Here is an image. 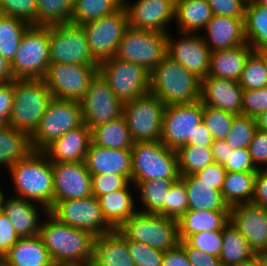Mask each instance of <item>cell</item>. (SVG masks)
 I'll use <instances>...</instances> for the list:
<instances>
[{"label":"cell","instance_id":"cell-30","mask_svg":"<svg viewBox=\"0 0 267 266\" xmlns=\"http://www.w3.org/2000/svg\"><path fill=\"white\" fill-rule=\"evenodd\" d=\"M135 186L130 183L126 188L115 190L99 198L100 207L105 220L114 228L118 229L127 219L138 210L134 192Z\"/></svg>","mask_w":267,"mask_h":266},{"label":"cell","instance_id":"cell-61","mask_svg":"<svg viewBox=\"0 0 267 266\" xmlns=\"http://www.w3.org/2000/svg\"><path fill=\"white\" fill-rule=\"evenodd\" d=\"M161 266H192L188 260L183 247L178 244L176 247L164 252Z\"/></svg>","mask_w":267,"mask_h":266},{"label":"cell","instance_id":"cell-44","mask_svg":"<svg viewBox=\"0 0 267 266\" xmlns=\"http://www.w3.org/2000/svg\"><path fill=\"white\" fill-rule=\"evenodd\" d=\"M257 130L255 118L237 115L232 122L231 129L225 141L233 150L248 149Z\"/></svg>","mask_w":267,"mask_h":266},{"label":"cell","instance_id":"cell-60","mask_svg":"<svg viewBox=\"0 0 267 266\" xmlns=\"http://www.w3.org/2000/svg\"><path fill=\"white\" fill-rule=\"evenodd\" d=\"M251 203L267 208V169H258Z\"/></svg>","mask_w":267,"mask_h":266},{"label":"cell","instance_id":"cell-67","mask_svg":"<svg viewBox=\"0 0 267 266\" xmlns=\"http://www.w3.org/2000/svg\"><path fill=\"white\" fill-rule=\"evenodd\" d=\"M241 266H262V254H257L254 260Z\"/></svg>","mask_w":267,"mask_h":266},{"label":"cell","instance_id":"cell-36","mask_svg":"<svg viewBox=\"0 0 267 266\" xmlns=\"http://www.w3.org/2000/svg\"><path fill=\"white\" fill-rule=\"evenodd\" d=\"M91 138L95 145L110 149H131L134 144L123 115L93 128Z\"/></svg>","mask_w":267,"mask_h":266},{"label":"cell","instance_id":"cell-38","mask_svg":"<svg viewBox=\"0 0 267 266\" xmlns=\"http://www.w3.org/2000/svg\"><path fill=\"white\" fill-rule=\"evenodd\" d=\"M177 180L154 179L150 181L139 182L135 188L140 197L137 209L144 213H155L164 216V202H167V192L173 182ZM140 207H142L140 209Z\"/></svg>","mask_w":267,"mask_h":266},{"label":"cell","instance_id":"cell-25","mask_svg":"<svg viewBox=\"0 0 267 266\" xmlns=\"http://www.w3.org/2000/svg\"><path fill=\"white\" fill-rule=\"evenodd\" d=\"M84 163L91 175L112 173L126 176L131 181V149H110L91 141Z\"/></svg>","mask_w":267,"mask_h":266},{"label":"cell","instance_id":"cell-65","mask_svg":"<svg viewBox=\"0 0 267 266\" xmlns=\"http://www.w3.org/2000/svg\"><path fill=\"white\" fill-rule=\"evenodd\" d=\"M258 130L267 132V110L255 117Z\"/></svg>","mask_w":267,"mask_h":266},{"label":"cell","instance_id":"cell-55","mask_svg":"<svg viewBox=\"0 0 267 266\" xmlns=\"http://www.w3.org/2000/svg\"><path fill=\"white\" fill-rule=\"evenodd\" d=\"M248 151L258 169H267V132L257 130Z\"/></svg>","mask_w":267,"mask_h":266},{"label":"cell","instance_id":"cell-24","mask_svg":"<svg viewBox=\"0 0 267 266\" xmlns=\"http://www.w3.org/2000/svg\"><path fill=\"white\" fill-rule=\"evenodd\" d=\"M244 19L213 15L204 28L205 31H202L205 33H200L210 51L230 49L246 44Z\"/></svg>","mask_w":267,"mask_h":266},{"label":"cell","instance_id":"cell-16","mask_svg":"<svg viewBox=\"0 0 267 266\" xmlns=\"http://www.w3.org/2000/svg\"><path fill=\"white\" fill-rule=\"evenodd\" d=\"M83 123L93 129L123 115L124 104L114 95L107 81L97 72L79 101Z\"/></svg>","mask_w":267,"mask_h":266},{"label":"cell","instance_id":"cell-49","mask_svg":"<svg viewBox=\"0 0 267 266\" xmlns=\"http://www.w3.org/2000/svg\"><path fill=\"white\" fill-rule=\"evenodd\" d=\"M191 247L198 248L207 254L219 257L222 249V230L201 231L190 235L185 240Z\"/></svg>","mask_w":267,"mask_h":266},{"label":"cell","instance_id":"cell-66","mask_svg":"<svg viewBox=\"0 0 267 266\" xmlns=\"http://www.w3.org/2000/svg\"><path fill=\"white\" fill-rule=\"evenodd\" d=\"M255 52L261 57L267 69V47L256 49Z\"/></svg>","mask_w":267,"mask_h":266},{"label":"cell","instance_id":"cell-1","mask_svg":"<svg viewBox=\"0 0 267 266\" xmlns=\"http://www.w3.org/2000/svg\"><path fill=\"white\" fill-rule=\"evenodd\" d=\"M42 219L38 236L56 266L86 264L92 261L95 239L93 235L59 222L50 213Z\"/></svg>","mask_w":267,"mask_h":266},{"label":"cell","instance_id":"cell-7","mask_svg":"<svg viewBox=\"0 0 267 266\" xmlns=\"http://www.w3.org/2000/svg\"><path fill=\"white\" fill-rule=\"evenodd\" d=\"M50 64L49 26L30 25L11 62L14 79H43Z\"/></svg>","mask_w":267,"mask_h":266},{"label":"cell","instance_id":"cell-58","mask_svg":"<svg viewBox=\"0 0 267 266\" xmlns=\"http://www.w3.org/2000/svg\"><path fill=\"white\" fill-rule=\"evenodd\" d=\"M194 175L199 179V181L212 184L213 188L221 191L226 175V169L223 165L214 162Z\"/></svg>","mask_w":267,"mask_h":266},{"label":"cell","instance_id":"cell-18","mask_svg":"<svg viewBox=\"0 0 267 266\" xmlns=\"http://www.w3.org/2000/svg\"><path fill=\"white\" fill-rule=\"evenodd\" d=\"M123 6L133 29L168 34V24L175 21L176 0H123Z\"/></svg>","mask_w":267,"mask_h":266},{"label":"cell","instance_id":"cell-70","mask_svg":"<svg viewBox=\"0 0 267 266\" xmlns=\"http://www.w3.org/2000/svg\"><path fill=\"white\" fill-rule=\"evenodd\" d=\"M262 266H267V254H262Z\"/></svg>","mask_w":267,"mask_h":266},{"label":"cell","instance_id":"cell-72","mask_svg":"<svg viewBox=\"0 0 267 266\" xmlns=\"http://www.w3.org/2000/svg\"><path fill=\"white\" fill-rule=\"evenodd\" d=\"M3 258L0 256V266L2 265Z\"/></svg>","mask_w":267,"mask_h":266},{"label":"cell","instance_id":"cell-6","mask_svg":"<svg viewBox=\"0 0 267 266\" xmlns=\"http://www.w3.org/2000/svg\"><path fill=\"white\" fill-rule=\"evenodd\" d=\"M127 240L167 251L179 243L176 219L137 211L117 229Z\"/></svg>","mask_w":267,"mask_h":266},{"label":"cell","instance_id":"cell-15","mask_svg":"<svg viewBox=\"0 0 267 266\" xmlns=\"http://www.w3.org/2000/svg\"><path fill=\"white\" fill-rule=\"evenodd\" d=\"M91 56L98 62L113 58L125 30L129 27L127 12L118 11L82 25Z\"/></svg>","mask_w":267,"mask_h":266},{"label":"cell","instance_id":"cell-59","mask_svg":"<svg viewBox=\"0 0 267 266\" xmlns=\"http://www.w3.org/2000/svg\"><path fill=\"white\" fill-rule=\"evenodd\" d=\"M13 100L14 81L9 83H0V123L3 126L9 124Z\"/></svg>","mask_w":267,"mask_h":266},{"label":"cell","instance_id":"cell-9","mask_svg":"<svg viewBox=\"0 0 267 266\" xmlns=\"http://www.w3.org/2000/svg\"><path fill=\"white\" fill-rule=\"evenodd\" d=\"M83 124L78 101L53 98L37 129L30 136L31 148L42 151L52 141Z\"/></svg>","mask_w":267,"mask_h":266},{"label":"cell","instance_id":"cell-22","mask_svg":"<svg viewBox=\"0 0 267 266\" xmlns=\"http://www.w3.org/2000/svg\"><path fill=\"white\" fill-rule=\"evenodd\" d=\"M203 105L242 115L243 89L239 81L207 76L200 80Z\"/></svg>","mask_w":267,"mask_h":266},{"label":"cell","instance_id":"cell-23","mask_svg":"<svg viewBox=\"0 0 267 266\" xmlns=\"http://www.w3.org/2000/svg\"><path fill=\"white\" fill-rule=\"evenodd\" d=\"M6 197L3 203V211L8 216L18 236L20 238L38 236L43 222L41 218L49 214V209L41 204L14 195H10V197L7 195Z\"/></svg>","mask_w":267,"mask_h":266},{"label":"cell","instance_id":"cell-12","mask_svg":"<svg viewBox=\"0 0 267 266\" xmlns=\"http://www.w3.org/2000/svg\"><path fill=\"white\" fill-rule=\"evenodd\" d=\"M49 213L59 222L89 232L95 238L114 230L103 217L99 199L93 195L58 201Z\"/></svg>","mask_w":267,"mask_h":266},{"label":"cell","instance_id":"cell-37","mask_svg":"<svg viewBox=\"0 0 267 266\" xmlns=\"http://www.w3.org/2000/svg\"><path fill=\"white\" fill-rule=\"evenodd\" d=\"M257 172H226L221 193L231 206L251 203Z\"/></svg>","mask_w":267,"mask_h":266},{"label":"cell","instance_id":"cell-62","mask_svg":"<svg viewBox=\"0 0 267 266\" xmlns=\"http://www.w3.org/2000/svg\"><path fill=\"white\" fill-rule=\"evenodd\" d=\"M211 150L214 162L220 165H224L226 163L228 156L230 155V151H233L225 140H214L211 145Z\"/></svg>","mask_w":267,"mask_h":266},{"label":"cell","instance_id":"cell-56","mask_svg":"<svg viewBox=\"0 0 267 266\" xmlns=\"http://www.w3.org/2000/svg\"><path fill=\"white\" fill-rule=\"evenodd\" d=\"M20 237L16 233L6 213L0 211V256L3 258Z\"/></svg>","mask_w":267,"mask_h":266},{"label":"cell","instance_id":"cell-33","mask_svg":"<svg viewBox=\"0 0 267 266\" xmlns=\"http://www.w3.org/2000/svg\"><path fill=\"white\" fill-rule=\"evenodd\" d=\"M212 17L207 0H176L175 24L178 32L199 34Z\"/></svg>","mask_w":267,"mask_h":266},{"label":"cell","instance_id":"cell-2","mask_svg":"<svg viewBox=\"0 0 267 266\" xmlns=\"http://www.w3.org/2000/svg\"><path fill=\"white\" fill-rule=\"evenodd\" d=\"M7 171L14 185V196L41 204L49 210L54 206L52 164L42 151H31Z\"/></svg>","mask_w":267,"mask_h":266},{"label":"cell","instance_id":"cell-14","mask_svg":"<svg viewBox=\"0 0 267 266\" xmlns=\"http://www.w3.org/2000/svg\"><path fill=\"white\" fill-rule=\"evenodd\" d=\"M204 105L196 101L185 104H171L164 109L160 141L169 149L194 141V133L202 123Z\"/></svg>","mask_w":267,"mask_h":266},{"label":"cell","instance_id":"cell-29","mask_svg":"<svg viewBox=\"0 0 267 266\" xmlns=\"http://www.w3.org/2000/svg\"><path fill=\"white\" fill-rule=\"evenodd\" d=\"M253 52L248 43L211 52L208 76L239 81L246 61Z\"/></svg>","mask_w":267,"mask_h":266},{"label":"cell","instance_id":"cell-21","mask_svg":"<svg viewBox=\"0 0 267 266\" xmlns=\"http://www.w3.org/2000/svg\"><path fill=\"white\" fill-rule=\"evenodd\" d=\"M230 221L256 254H267V208L252 203L231 206Z\"/></svg>","mask_w":267,"mask_h":266},{"label":"cell","instance_id":"cell-11","mask_svg":"<svg viewBox=\"0 0 267 266\" xmlns=\"http://www.w3.org/2000/svg\"><path fill=\"white\" fill-rule=\"evenodd\" d=\"M50 63L98 65L91 56L82 25L71 22L49 26Z\"/></svg>","mask_w":267,"mask_h":266},{"label":"cell","instance_id":"cell-35","mask_svg":"<svg viewBox=\"0 0 267 266\" xmlns=\"http://www.w3.org/2000/svg\"><path fill=\"white\" fill-rule=\"evenodd\" d=\"M32 150L30 136L10 125L0 128V167L9 169Z\"/></svg>","mask_w":267,"mask_h":266},{"label":"cell","instance_id":"cell-68","mask_svg":"<svg viewBox=\"0 0 267 266\" xmlns=\"http://www.w3.org/2000/svg\"><path fill=\"white\" fill-rule=\"evenodd\" d=\"M5 192H3V189L0 187V211L3 210V203L5 199Z\"/></svg>","mask_w":267,"mask_h":266},{"label":"cell","instance_id":"cell-4","mask_svg":"<svg viewBox=\"0 0 267 266\" xmlns=\"http://www.w3.org/2000/svg\"><path fill=\"white\" fill-rule=\"evenodd\" d=\"M52 99V93L43 79H15L8 125L31 136Z\"/></svg>","mask_w":267,"mask_h":266},{"label":"cell","instance_id":"cell-20","mask_svg":"<svg viewBox=\"0 0 267 266\" xmlns=\"http://www.w3.org/2000/svg\"><path fill=\"white\" fill-rule=\"evenodd\" d=\"M54 180V205L58 201L92 195V175L82 162L51 163Z\"/></svg>","mask_w":267,"mask_h":266},{"label":"cell","instance_id":"cell-19","mask_svg":"<svg viewBox=\"0 0 267 266\" xmlns=\"http://www.w3.org/2000/svg\"><path fill=\"white\" fill-rule=\"evenodd\" d=\"M179 37L167 34V55L198 79L208 76L211 51L199 33L178 32Z\"/></svg>","mask_w":267,"mask_h":266},{"label":"cell","instance_id":"cell-26","mask_svg":"<svg viewBox=\"0 0 267 266\" xmlns=\"http://www.w3.org/2000/svg\"><path fill=\"white\" fill-rule=\"evenodd\" d=\"M92 141L91 129L84 123L52 141L42 152L51 163L82 162Z\"/></svg>","mask_w":267,"mask_h":266},{"label":"cell","instance_id":"cell-71","mask_svg":"<svg viewBox=\"0 0 267 266\" xmlns=\"http://www.w3.org/2000/svg\"><path fill=\"white\" fill-rule=\"evenodd\" d=\"M65 266H94L91 262L86 264L65 265Z\"/></svg>","mask_w":267,"mask_h":266},{"label":"cell","instance_id":"cell-34","mask_svg":"<svg viewBox=\"0 0 267 266\" xmlns=\"http://www.w3.org/2000/svg\"><path fill=\"white\" fill-rule=\"evenodd\" d=\"M222 249L219 255L223 266H241L257 257L246 239L229 221L222 230Z\"/></svg>","mask_w":267,"mask_h":266},{"label":"cell","instance_id":"cell-48","mask_svg":"<svg viewBox=\"0 0 267 266\" xmlns=\"http://www.w3.org/2000/svg\"><path fill=\"white\" fill-rule=\"evenodd\" d=\"M0 14L37 26V0H0Z\"/></svg>","mask_w":267,"mask_h":266},{"label":"cell","instance_id":"cell-53","mask_svg":"<svg viewBox=\"0 0 267 266\" xmlns=\"http://www.w3.org/2000/svg\"><path fill=\"white\" fill-rule=\"evenodd\" d=\"M213 15L245 18L248 0H207Z\"/></svg>","mask_w":267,"mask_h":266},{"label":"cell","instance_id":"cell-17","mask_svg":"<svg viewBox=\"0 0 267 266\" xmlns=\"http://www.w3.org/2000/svg\"><path fill=\"white\" fill-rule=\"evenodd\" d=\"M97 72L98 65L50 63L43 80L53 98L79 102Z\"/></svg>","mask_w":267,"mask_h":266},{"label":"cell","instance_id":"cell-52","mask_svg":"<svg viewBox=\"0 0 267 266\" xmlns=\"http://www.w3.org/2000/svg\"><path fill=\"white\" fill-rule=\"evenodd\" d=\"M267 110V87L243 90L242 115L255 118Z\"/></svg>","mask_w":267,"mask_h":266},{"label":"cell","instance_id":"cell-46","mask_svg":"<svg viewBox=\"0 0 267 266\" xmlns=\"http://www.w3.org/2000/svg\"><path fill=\"white\" fill-rule=\"evenodd\" d=\"M239 84L243 90L267 87V69L263 60L255 51L246 61Z\"/></svg>","mask_w":267,"mask_h":266},{"label":"cell","instance_id":"cell-43","mask_svg":"<svg viewBox=\"0 0 267 266\" xmlns=\"http://www.w3.org/2000/svg\"><path fill=\"white\" fill-rule=\"evenodd\" d=\"M75 0H37V26L70 22Z\"/></svg>","mask_w":267,"mask_h":266},{"label":"cell","instance_id":"cell-40","mask_svg":"<svg viewBox=\"0 0 267 266\" xmlns=\"http://www.w3.org/2000/svg\"><path fill=\"white\" fill-rule=\"evenodd\" d=\"M30 24L22 19L0 14V53L10 63L15 57L22 35Z\"/></svg>","mask_w":267,"mask_h":266},{"label":"cell","instance_id":"cell-32","mask_svg":"<svg viewBox=\"0 0 267 266\" xmlns=\"http://www.w3.org/2000/svg\"><path fill=\"white\" fill-rule=\"evenodd\" d=\"M180 179L185 183L188 209L230 211L221 191L213 188L212 184L199 181L194 174L180 176Z\"/></svg>","mask_w":267,"mask_h":266},{"label":"cell","instance_id":"cell-13","mask_svg":"<svg viewBox=\"0 0 267 266\" xmlns=\"http://www.w3.org/2000/svg\"><path fill=\"white\" fill-rule=\"evenodd\" d=\"M165 107L151 93L124 103L123 116L134 142L160 140Z\"/></svg>","mask_w":267,"mask_h":266},{"label":"cell","instance_id":"cell-8","mask_svg":"<svg viewBox=\"0 0 267 266\" xmlns=\"http://www.w3.org/2000/svg\"><path fill=\"white\" fill-rule=\"evenodd\" d=\"M98 72L123 104L150 93L151 72L142 65L113 57L100 62Z\"/></svg>","mask_w":267,"mask_h":266},{"label":"cell","instance_id":"cell-63","mask_svg":"<svg viewBox=\"0 0 267 266\" xmlns=\"http://www.w3.org/2000/svg\"><path fill=\"white\" fill-rule=\"evenodd\" d=\"M212 142L213 139L211 137L210 131L203 123H201L194 133V141H189L187 145L211 147Z\"/></svg>","mask_w":267,"mask_h":266},{"label":"cell","instance_id":"cell-5","mask_svg":"<svg viewBox=\"0 0 267 266\" xmlns=\"http://www.w3.org/2000/svg\"><path fill=\"white\" fill-rule=\"evenodd\" d=\"M131 183L154 179L178 180V156L175 150L166 147L160 140L134 142L131 148Z\"/></svg>","mask_w":267,"mask_h":266},{"label":"cell","instance_id":"cell-45","mask_svg":"<svg viewBox=\"0 0 267 266\" xmlns=\"http://www.w3.org/2000/svg\"><path fill=\"white\" fill-rule=\"evenodd\" d=\"M236 116L219 108L204 105L202 123L210 131L213 141L225 140Z\"/></svg>","mask_w":267,"mask_h":266},{"label":"cell","instance_id":"cell-28","mask_svg":"<svg viewBox=\"0 0 267 266\" xmlns=\"http://www.w3.org/2000/svg\"><path fill=\"white\" fill-rule=\"evenodd\" d=\"M3 266H56L39 236L20 238L8 250Z\"/></svg>","mask_w":267,"mask_h":266},{"label":"cell","instance_id":"cell-57","mask_svg":"<svg viewBox=\"0 0 267 266\" xmlns=\"http://www.w3.org/2000/svg\"><path fill=\"white\" fill-rule=\"evenodd\" d=\"M192 266H223L219 257L207 254L198 248L191 247L185 240L179 243Z\"/></svg>","mask_w":267,"mask_h":266},{"label":"cell","instance_id":"cell-31","mask_svg":"<svg viewBox=\"0 0 267 266\" xmlns=\"http://www.w3.org/2000/svg\"><path fill=\"white\" fill-rule=\"evenodd\" d=\"M230 221V211L188 209L178 220L179 240L201 231L223 230Z\"/></svg>","mask_w":267,"mask_h":266},{"label":"cell","instance_id":"cell-42","mask_svg":"<svg viewBox=\"0 0 267 266\" xmlns=\"http://www.w3.org/2000/svg\"><path fill=\"white\" fill-rule=\"evenodd\" d=\"M176 152L180 176L195 174L214 163L211 147L184 145Z\"/></svg>","mask_w":267,"mask_h":266},{"label":"cell","instance_id":"cell-54","mask_svg":"<svg viewBox=\"0 0 267 266\" xmlns=\"http://www.w3.org/2000/svg\"><path fill=\"white\" fill-rule=\"evenodd\" d=\"M226 172H257L251 155L246 148L230 151L228 160L223 165Z\"/></svg>","mask_w":267,"mask_h":266},{"label":"cell","instance_id":"cell-50","mask_svg":"<svg viewBox=\"0 0 267 266\" xmlns=\"http://www.w3.org/2000/svg\"><path fill=\"white\" fill-rule=\"evenodd\" d=\"M127 244L135 266H161L165 251L132 240Z\"/></svg>","mask_w":267,"mask_h":266},{"label":"cell","instance_id":"cell-41","mask_svg":"<svg viewBox=\"0 0 267 266\" xmlns=\"http://www.w3.org/2000/svg\"><path fill=\"white\" fill-rule=\"evenodd\" d=\"M123 0H75L71 23L83 25L118 11Z\"/></svg>","mask_w":267,"mask_h":266},{"label":"cell","instance_id":"cell-64","mask_svg":"<svg viewBox=\"0 0 267 266\" xmlns=\"http://www.w3.org/2000/svg\"><path fill=\"white\" fill-rule=\"evenodd\" d=\"M14 80L11 63L0 53V83H9Z\"/></svg>","mask_w":267,"mask_h":266},{"label":"cell","instance_id":"cell-27","mask_svg":"<svg viewBox=\"0 0 267 266\" xmlns=\"http://www.w3.org/2000/svg\"><path fill=\"white\" fill-rule=\"evenodd\" d=\"M91 263L94 266H135L127 239L117 229L94 239Z\"/></svg>","mask_w":267,"mask_h":266},{"label":"cell","instance_id":"cell-47","mask_svg":"<svg viewBox=\"0 0 267 266\" xmlns=\"http://www.w3.org/2000/svg\"><path fill=\"white\" fill-rule=\"evenodd\" d=\"M188 210V199L185 183L179 178L173 182L164 202V217L178 220Z\"/></svg>","mask_w":267,"mask_h":266},{"label":"cell","instance_id":"cell-51","mask_svg":"<svg viewBox=\"0 0 267 266\" xmlns=\"http://www.w3.org/2000/svg\"><path fill=\"white\" fill-rule=\"evenodd\" d=\"M130 183L126 176L117 174L92 175V195L99 199L110 192L126 188Z\"/></svg>","mask_w":267,"mask_h":266},{"label":"cell","instance_id":"cell-39","mask_svg":"<svg viewBox=\"0 0 267 266\" xmlns=\"http://www.w3.org/2000/svg\"><path fill=\"white\" fill-rule=\"evenodd\" d=\"M244 26L246 41L254 51L267 47V7L248 0Z\"/></svg>","mask_w":267,"mask_h":266},{"label":"cell","instance_id":"cell-69","mask_svg":"<svg viewBox=\"0 0 267 266\" xmlns=\"http://www.w3.org/2000/svg\"><path fill=\"white\" fill-rule=\"evenodd\" d=\"M256 4H259L260 6L267 7V0H253Z\"/></svg>","mask_w":267,"mask_h":266},{"label":"cell","instance_id":"cell-3","mask_svg":"<svg viewBox=\"0 0 267 266\" xmlns=\"http://www.w3.org/2000/svg\"><path fill=\"white\" fill-rule=\"evenodd\" d=\"M150 93L165 105L200 100V79L169 55L151 71Z\"/></svg>","mask_w":267,"mask_h":266},{"label":"cell","instance_id":"cell-10","mask_svg":"<svg viewBox=\"0 0 267 266\" xmlns=\"http://www.w3.org/2000/svg\"><path fill=\"white\" fill-rule=\"evenodd\" d=\"M166 55V33L128 27L118 44L114 57L142 65L151 72Z\"/></svg>","mask_w":267,"mask_h":266}]
</instances>
